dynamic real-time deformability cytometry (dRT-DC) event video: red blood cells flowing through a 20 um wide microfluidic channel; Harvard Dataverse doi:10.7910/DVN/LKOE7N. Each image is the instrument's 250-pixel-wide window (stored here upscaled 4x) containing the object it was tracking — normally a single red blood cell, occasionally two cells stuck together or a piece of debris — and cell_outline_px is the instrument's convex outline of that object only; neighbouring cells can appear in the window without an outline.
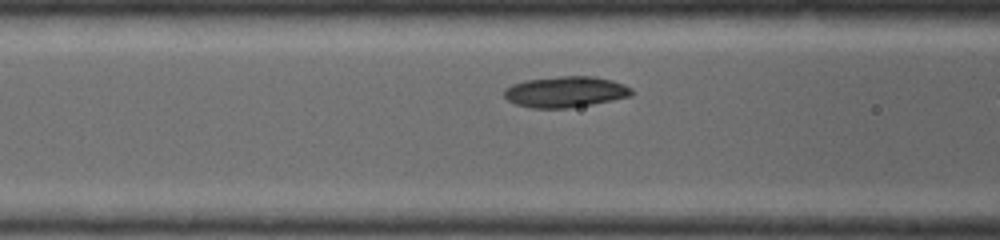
{"species": "common noctule bat (a hibernating species)", "species_latin": "Nyctalus noctula", "temperature_condition": "warm", "stored_images_in_passage": 9, "camera_frame_rate_fps": 5000, "um_per_image_px": 0.085, "animal": {"sex": "female", "body_mass_g": 19.0, "forearm_length_mm": 53.3}, "frame": {"image": 1, "passage_image": 4, "time_ms": 1.0, "image_size_px": [1000, 240], "cell_outline_px": [[632, 96], [592, 104], [568, 108], [532, 108], [516, 104], [508, 100], [504, 96], [504, 88], [512, 84], [524, 80], [560, 76], [592, 76], [612, 80], [624, 84], [632, 88]], "centroid_in_image_um": [48.06, 7.8], "position_along_channel_um": 118.5, "area_um2": 23.06}}
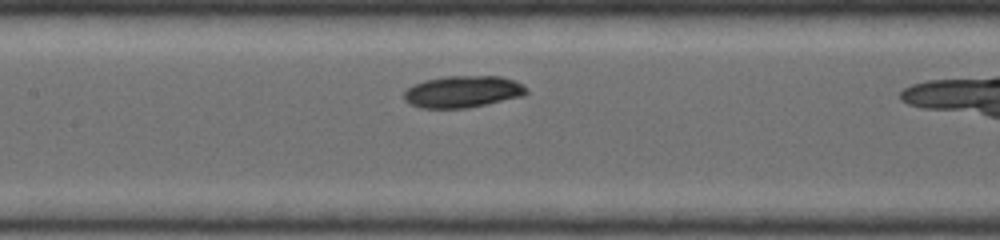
{"frame": {"image": 2, "passage_image": 6, "time_ms": 1.6, "image_size_px": [1000, 240], "cell_outline_px": [[528, 92], [524, 96], [468, 108], [420, 108], [408, 104], [404, 100], [404, 92], [408, 88], [424, 80], [444, 76], [500, 76], [516, 80], [528, 88]], "centroid_in_image_um": [39.36, 7.79], "position_along_channel_um": 168.0, "area_um2": 22.95}}
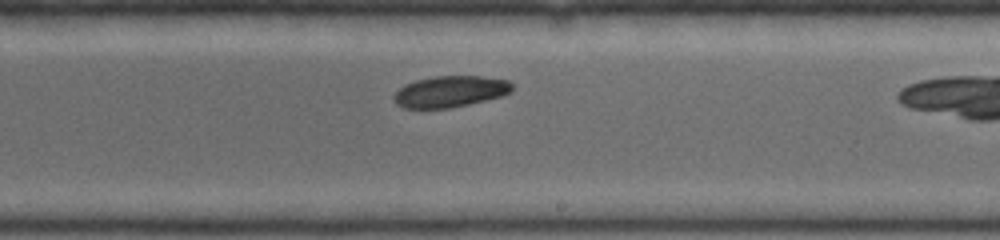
{"frame": {"image": 3, "passage_image": 9, "time_ms": 2.6, "image_size_px": [1000, 240], "cell_outline_px": [[512, 92], [504, 96], [468, 104], [448, 108], [404, 108], [396, 104], [392, 100], [392, 96], [404, 84], [416, 80], [432, 76], [480, 76], [508, 80], [512, 84]], "centroid_in_image_um": [38.26, 7.78], "position_along_channel_um": 250.7, "area_um2": 21.73}}